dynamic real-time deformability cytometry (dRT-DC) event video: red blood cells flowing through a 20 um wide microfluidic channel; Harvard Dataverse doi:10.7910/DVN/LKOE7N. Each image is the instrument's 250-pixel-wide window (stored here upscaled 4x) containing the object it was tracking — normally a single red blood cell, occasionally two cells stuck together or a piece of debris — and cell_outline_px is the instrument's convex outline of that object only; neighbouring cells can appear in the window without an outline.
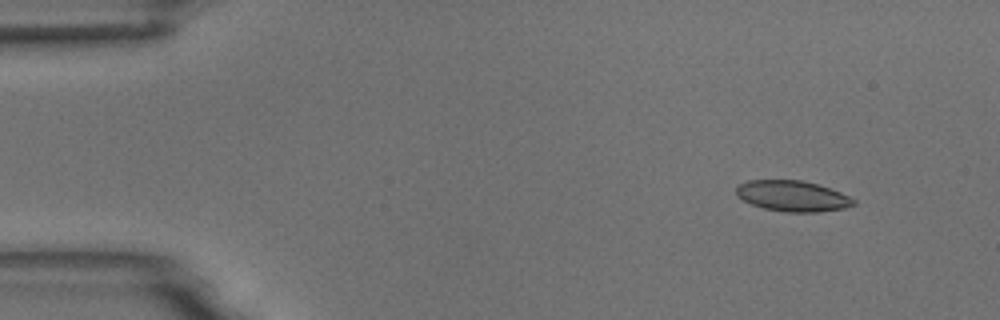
{"species": "common noctule bat (a hibernating species)", "species_latin": "Nyctalus noctula", "temperature_condition": "room temperature", "stored_images_in_passage": 5, "camera_frame_rate_fps": 3000, "um_per_image_px": 0.085, "animal": {"sex": "male", "body_mass_g": 18.8}, "frame": {"image": 1, "passage_image": 2, "time_ms": 1.0, "image_size_px": [1000, 320], "cell_outline_px": [[856, 204], [844, 208], [820, 212], [784, 212], [764, 208], [752, 204], [736, 196], [736, 188], [740, 184], [748, 180], [800, 180], [816, 184], [840, 192], [856, 200]], "centroid_in_image_um": [67.36, 16.67], "position_along_channel_um": 17.6, "area_um2": 20.92}}
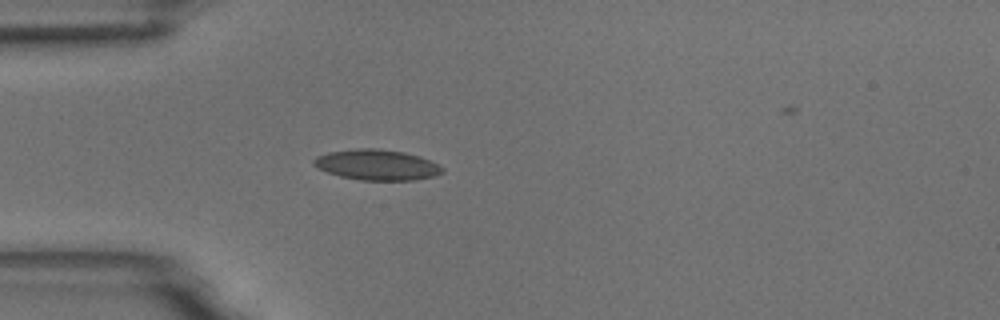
{"frame": {"image": 2, "passage_image": 5, "time_ms": 4.333, "image_size_px": [1000, 320], "cell_outline_px": [[444, 172], [432, 176], [412, 180], [360, 180], [340, 176], [328, 172], [312, 164], [312, 160], [316, 156], [328, 152], [356, 148], [376, 148], [404, 152], [420, 156], [440, 164], [444, 168]], "centroid_in_image_um": [32.04, 14.0], "position_along_channel_um": 53.0, "area_um2": 22.95}}